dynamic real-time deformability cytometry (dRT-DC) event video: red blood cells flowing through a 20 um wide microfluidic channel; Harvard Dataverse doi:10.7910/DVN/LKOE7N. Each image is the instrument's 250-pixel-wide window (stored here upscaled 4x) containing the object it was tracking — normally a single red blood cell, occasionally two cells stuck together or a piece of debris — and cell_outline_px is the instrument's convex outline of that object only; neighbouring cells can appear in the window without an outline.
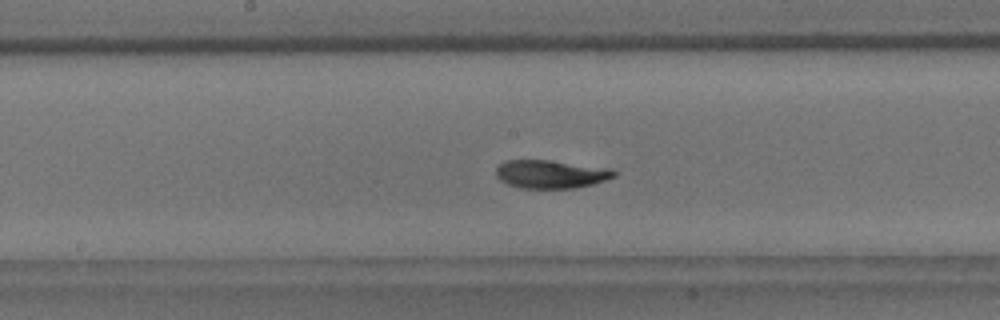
{"species": "common noctule bat (a hibernating species)", "species_latin": "Nyctalus noctula", "temperature_condition": "room temperature", "stored_images_in_passage": 44, "camera_frame_rate_fps": 3000, "um_per_image_px": 0.085, "animal": {"sex": "male", "body_mass_g": 18.8}, "frame": {"image": 1, "passage_image": 17, "time_ms": 5.333, "image_size_px": [1000, 320], "cell_outline_px": [[616, 176], [592, 184], [576, 188], [520, 188], [508, 184], [500, 180], [496, 176], [496, 168], [500, 164], [508, 160], [548, 160], [612, 168], [616, 172]], "centroid_in_image_um": [46.83, 14.8], "position_along_channel_um": 201.4, "area_um2": 19.42}}
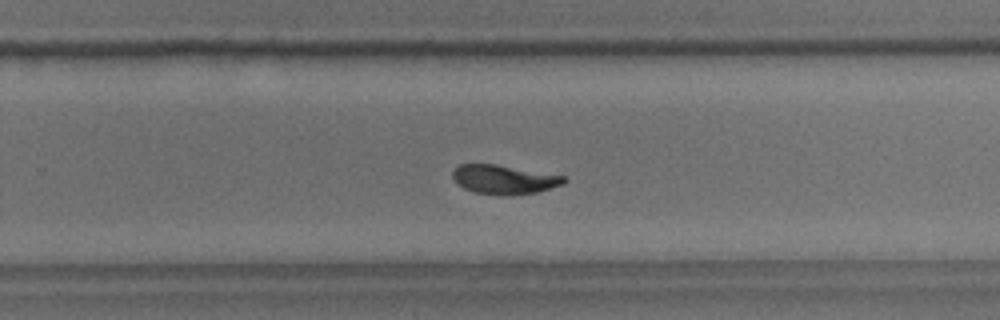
{"frame": {"image": 2, "passage_image": 24, "time_ms": 7.667, "image_size_px": [1000, 320], "cell_outline_px": [[568, 180], [564, 184], [536, 192], [508, 196], [504, 196], [476, 192], [464, 188], [456, 184], [452, 176], [452, 172], [460, 164], [496, 164], [564, 176]], "centroid_in_image_um": [42.84, 15.26], "position_along_channel_um": 287.0, "area_um2": 18.84}}
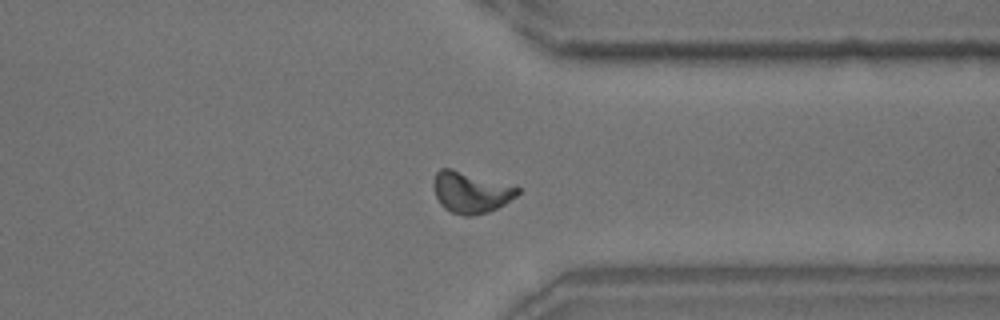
{"frame": {"image": 3, "passage_image": 31, "time_ms": 10.0, "image_size_px": [1000, 320], "cell_outline_px": [[520, 192], [516, 196], [504, 204], [488, 212], [472, 216], [464, 216], [452, 212], [444, 208], [440, 204], [436, 196], [432, 184], [432, 180], [436, 172], [440, 168], [452, 168], [516, 184], [520, 188]], "centroid_in_image_um": [40.04, 16.31], "position_along_channel_um": 371.4, "area_um2": 20.81}, "authors_computed_cell_mechanics": {"area_um2": 19.2763, "velocity_mm_per_s": 3.68, "shape_relaxation_time_tau1_ms": 2.9747, "shape_relaxation_time_tau2_ms": 1.8392, "deformation_change_tau1": 0.1269, "deformation_change_tau2": 0.0574}}